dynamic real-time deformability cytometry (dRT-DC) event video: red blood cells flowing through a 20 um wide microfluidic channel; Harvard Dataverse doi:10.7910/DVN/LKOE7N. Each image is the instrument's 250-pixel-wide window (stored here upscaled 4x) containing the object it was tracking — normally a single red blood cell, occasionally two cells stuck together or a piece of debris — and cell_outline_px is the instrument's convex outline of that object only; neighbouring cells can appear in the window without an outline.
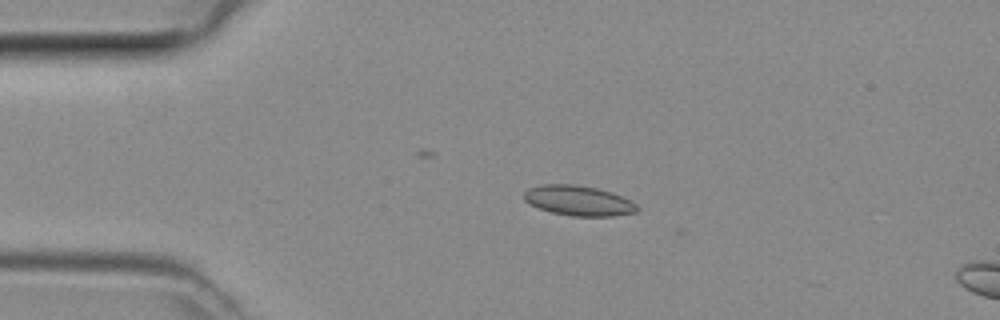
{"species": "common noctule bat (a hibernating species)", "species_latin": "Nyctalus noctula", "temperature_condition": "room temperature", "stored_images_in_passage": 5, "camera_frame_rate_fps": 3000, "um_per_image_px": 0.085, "animal": {"sex": "female", "body_mass_g": 29.2, "forearm_length_mm": 56.3}, "frame": {"image": 1, "passage_image": 3, "time_ms": 0.667, "image_size_px": [1000, 320], "cell_outline_px": [[640, 208], [636, 212], [616, 216], [572, 216], [552, 212], [528, 204], [524, 200], [524, 192], [528, 188], [540, 184], [572, 184], [596, 188], [612, 192], [632, 200]], "centroid_in_image_um": [49.19, 17.05], "position_along_channel_um": 35.8, "area_um2": 20.0}}